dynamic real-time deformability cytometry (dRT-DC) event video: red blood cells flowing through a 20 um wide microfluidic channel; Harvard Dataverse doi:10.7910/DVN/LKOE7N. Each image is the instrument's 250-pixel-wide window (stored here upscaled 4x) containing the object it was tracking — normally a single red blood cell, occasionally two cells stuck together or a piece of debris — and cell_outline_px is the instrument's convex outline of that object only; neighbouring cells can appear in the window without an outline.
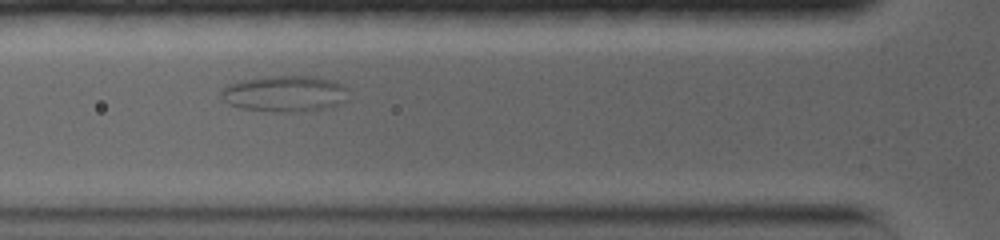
{"species": "common noctule bat (a hibernating species)", "species_latin": "Nyctalus noctula", "temperature_condition": "warm", "stored_images_in_passage": 32, "camera_frame_rate_fps": 5000, "um_per_image_px": 0.085, "animal": {"sex": "female", "body_mass_g": 19.0, "forearm_length_mm": 56.7}, "frame": {"image": 1, "passage_image": 12, "time_ms": 4.8, "image_size_px": [1000, 240], "cell_outline_px": [[348, 100], [324, 108], [284, 112], [240, 108], [228, 104], [220, 96], [220, 92], [224, 84], [240, 80], [268, 76], [316, 76], [332, 80], [348, 88]], "centroid_in_image_um": [24.16, 7.93], "position_along_channel_um": 101.6, "area_um2": 26.88}}
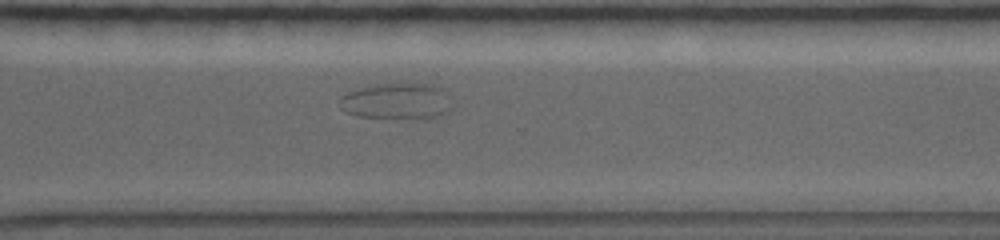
{"frame": {"image": 2, "passage_image": 26, "time_ms": 12.2, "image_size_px": [1000, 240], "cell_outline_px": [[456, 104], [448, 112], [440, 116], [360, 116], [348, 112], [340, 100], [340, 96], [348, 92], [360, 88], [376, 84], [432, 84], [440, 88]], "centroid_in_image_um": [33.81, 8.56], "position_along_channel_um": 336.8, "area_um2": 22.66}}
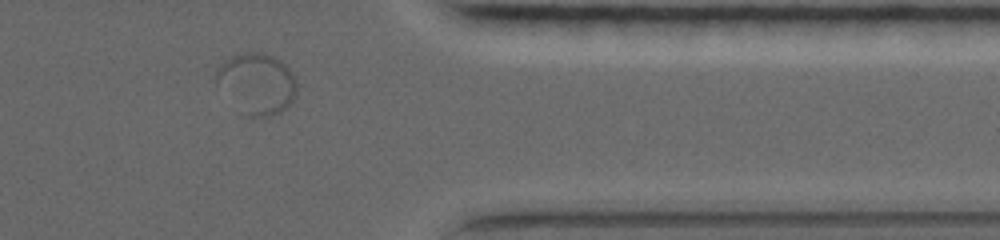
{"frame": {"image": 3, "passage_image": 30, "time_ms": 14.2, "image_size_px": [1000, 240], "cell_outline_px": [[296, 92], [292, 100], [280, 112], [268, 116], [248, 116], [216, 84], [216, 72], [220, 64], [224, 60], [236, 52], [264, 52], [280, 60], [292, 72], [296, 80]], "centroid_in_image_um": [21.82, 7.04], "position_along_channel_um": 389.6, "area_um2": 28.21}}